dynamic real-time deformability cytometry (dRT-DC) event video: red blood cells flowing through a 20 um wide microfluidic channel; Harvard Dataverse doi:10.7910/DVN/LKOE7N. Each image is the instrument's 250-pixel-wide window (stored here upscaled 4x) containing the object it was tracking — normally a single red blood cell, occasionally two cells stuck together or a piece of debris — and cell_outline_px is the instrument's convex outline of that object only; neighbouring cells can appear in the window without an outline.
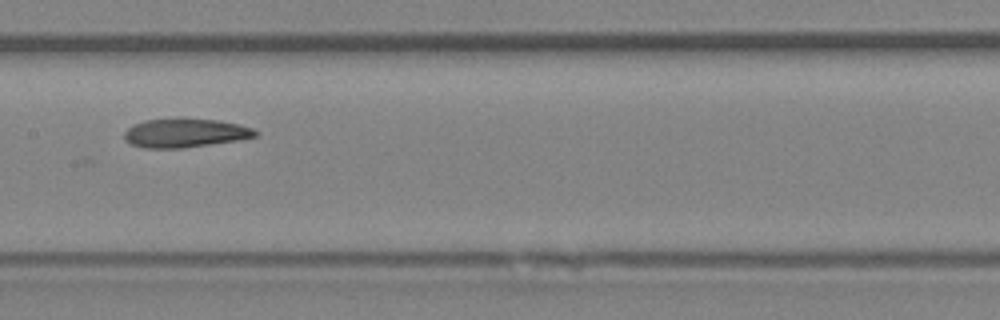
{"species": "Egyptian fruit bat (a non-hibernating species)", "species_latin": "Rousettus aegyptiacus", "temperature_condition": "room temperature", "stored_images_in_passage": 5, "camera_frame_rate_fps": 3000, "um_per_image_px": 0.085, "animal": {"sex": "female"}, "frame": {"image": 1, "passage_image": 5, "time_ms": 4.667, "image_size_px": [1000, 320], "cell_outline_px": [[260, 132], [256, 136], [240, 140], [180, 148], [144, 148], [132, 144], [124, 140], [124, 132], [132, 124], [144, 120], [216, 120], [240, 124], [252, 128]], "centroid_in_image_um": [15.74, 11.32], "position_along_channel_um": 191.7, "area_um2": 21.62}}